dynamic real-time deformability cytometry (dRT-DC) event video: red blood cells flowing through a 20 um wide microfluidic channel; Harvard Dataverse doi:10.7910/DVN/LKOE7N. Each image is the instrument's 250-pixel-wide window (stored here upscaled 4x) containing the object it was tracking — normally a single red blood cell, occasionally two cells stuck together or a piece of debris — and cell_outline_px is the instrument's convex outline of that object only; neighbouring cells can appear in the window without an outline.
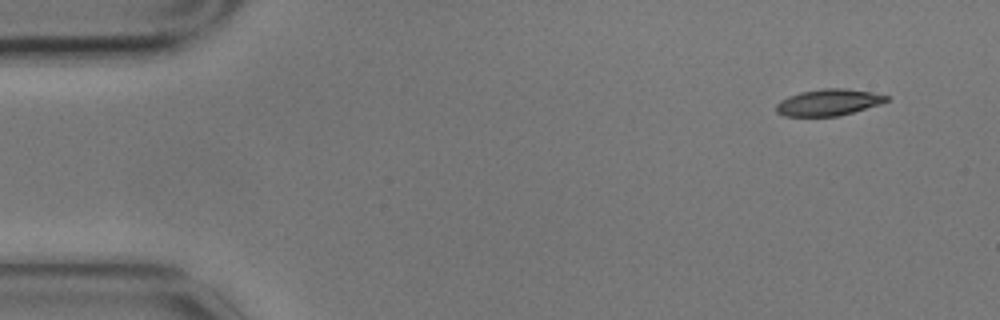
{"species": "common noctule bat (a hibernating species)", "species_latin": "Nyctalus noctula", "temperature_condition": "cold", "stored_images_in_passage": 9, "camera_frame_rate_fps": 3000, "um_per_image_px": 0.085, "animal": {"sex": "male", "body_mass_g": 17.9}, "frame": {"image": 1, "passage_image": 1, "time_ms": 0.0, "image_size_px": [1000, 320], "cell_outline_px": [[888, 100], [880, 104], [840, 116], [784, 116], [776, 112], [776, 104], [780, 100], [788, 96], [800, 92], [824, 88], [844, 88], [872, 92], [888, 96]], "centroid_in_image_um": [70.4, 8.7], "position_along_channel_um": 14.6, "area_um2": 17.05}}
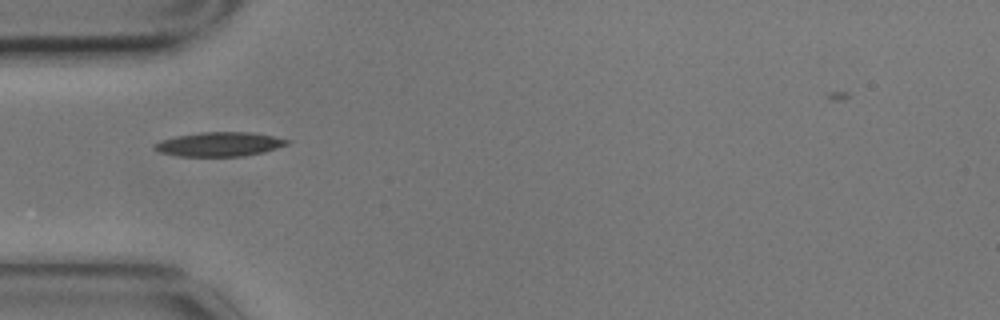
{"frame": {"image": 2, "passage_image": 4, "time_ms": 1.0, "image_size_px": [1000, 320], "cell_outline_px": [[292, 140], [288, 144], [264, 152], [244, 156], [180, 156], [160, 152], [152, 148], [152, 144], [160, 140], [176, 136], [200, 132], [252, 132]], "centroid_in_image_um": [18.63, 12.25], "position_along_channel_um": 66.4, "area_um2": 18.79}}
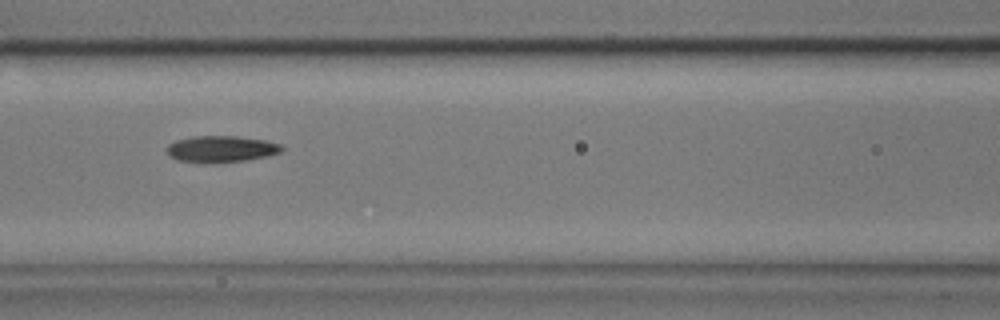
{"frame": {"image": 3, "passage_image": 6, "time_ms": 1.667, "image_size_px": [1000, 320], "cell_outline_px": [[284, 148], [280, 152], [268, 156], [248, 160], [176, 160], [168, 156], [168, 144], [176, 140], [192, 136], [240, 136], [268, 140], [280, 144]], "centroid_in_image_um": [18.86, 12.61], "position_along_channel_um": 147.7, "area_um2": 17.11}}